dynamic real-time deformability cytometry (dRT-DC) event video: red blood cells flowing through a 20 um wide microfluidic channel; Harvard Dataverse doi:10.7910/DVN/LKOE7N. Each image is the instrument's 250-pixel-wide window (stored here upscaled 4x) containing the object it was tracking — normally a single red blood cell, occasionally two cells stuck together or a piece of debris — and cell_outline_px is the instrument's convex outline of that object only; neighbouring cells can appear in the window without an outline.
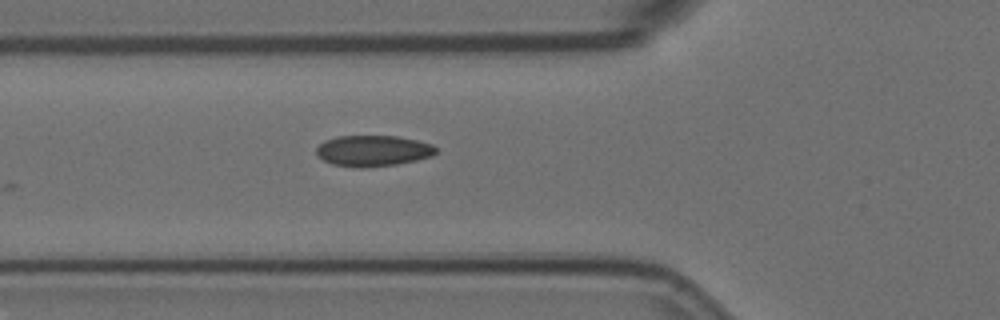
{"species": "Egyptian fruit bat (a non-hibernating species)", "species_latin": "Rousettus aegyptiacus", "temperature_condition": "room temperature", "stored_images_in_passage": 2, "camera_frame_rate_fps": 3000, "um_per_image_px": 0.085, "animal": {"sex": "female"}, "frame": {"image": 1, "passage_image": 2, "time_ms": 0.333, "image_size_px": [1000, 320], "cell_outline_px": [[436, 152], [432, 156], [416, 160], [396, 164], [364, 168], [360, 168], [332, 164], [324, 160], [316, 152], [316, 148], [324, 140], [336, 136], [396, 136], [416, 140], [432, 144], [436, 148]], "centroid_in_image_um": [31.7, 12.81], "position_along_channel_um": 94.1, "area_um2": 21.5}}